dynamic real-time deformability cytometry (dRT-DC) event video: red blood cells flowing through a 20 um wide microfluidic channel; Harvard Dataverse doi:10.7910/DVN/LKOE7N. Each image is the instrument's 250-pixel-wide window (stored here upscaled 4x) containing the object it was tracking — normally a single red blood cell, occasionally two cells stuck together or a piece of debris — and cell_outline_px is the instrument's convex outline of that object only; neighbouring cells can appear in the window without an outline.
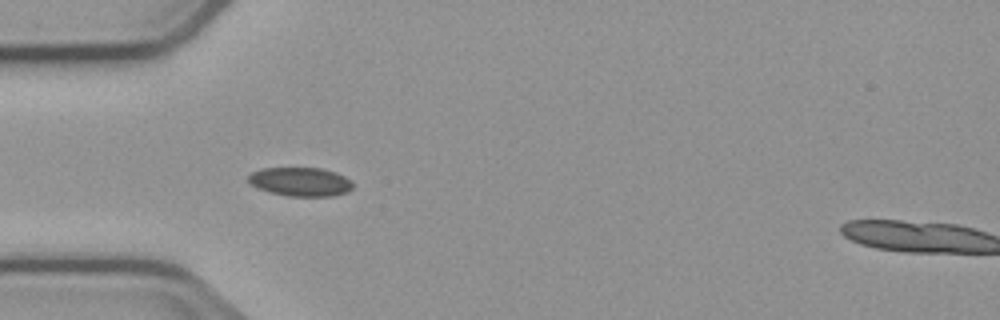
{"species": "common noctule bat (a hibernating species)", "species_latin": "Nyctalus noctula", "temperature_condition": "cold", "stored_images_in_passage": 6, "camera_frame_rate_fps": 3000, "um_per_image_px": 0.085, "animal": {"sex": "male", "body_mass_g": 23.1, "forearm_length_mm": 52.7}, "frame": {"image": 1, "passage_image": 5, "time_ms": 4.667, "image_size_px": [1000, 320], "cell_outline_px": [[352, 188], [348, 192], [332, 196], [288, 196], [268, 192], [252, 184], [248, 180], [248, 176], [252, 172], [264, 168], [320, 168], [336, 172], [344, 176], [352, 184]], "centroid_in_image_um": [25.54, 15.45], "position_along_channel_um": 59.5, "area_um2": 17.4}}